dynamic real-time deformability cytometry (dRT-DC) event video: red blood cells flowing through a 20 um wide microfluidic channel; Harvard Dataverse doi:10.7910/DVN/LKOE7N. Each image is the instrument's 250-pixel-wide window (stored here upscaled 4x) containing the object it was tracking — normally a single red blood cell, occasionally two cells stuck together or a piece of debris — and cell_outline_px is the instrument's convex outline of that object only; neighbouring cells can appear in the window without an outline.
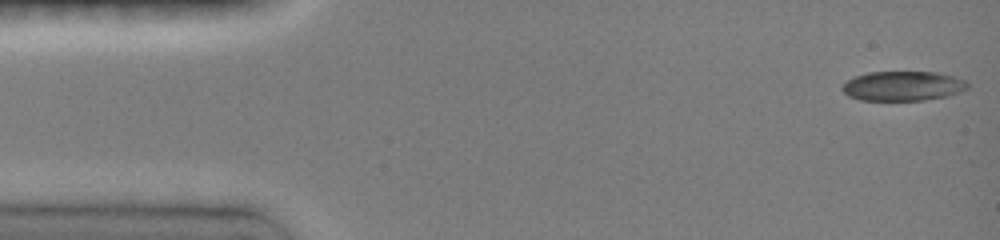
{"species": "common noctule bat (a hibernating species)", "species_latin": "Nyctalus noctula", "temperature_condition": "room temperature", "stored_images_in_passage": 35, "camera_frame_rate_fps": 3000, "um_per_image_px": 0.085, "animal": {"sex": "female", "body_mass_g": 19.0, "forearm_length_mm": 51.5}, "frame": {"image": 1, "passage_image": 1, "time_ms": 0.0, "image_size_px": [1000, 240], "cell_outline_px": [[968, 88], [960, 92], [948, 96], [924, 100], [860, 100], [848, 96], [840, 88], [848, 80], [856, 76], [868, 72], [936, 72], [968, 80]], "centroid_in_image_um": [76.77, 7.31], "position_along_channel_um": 8.2, "area_um2": 21.68}}
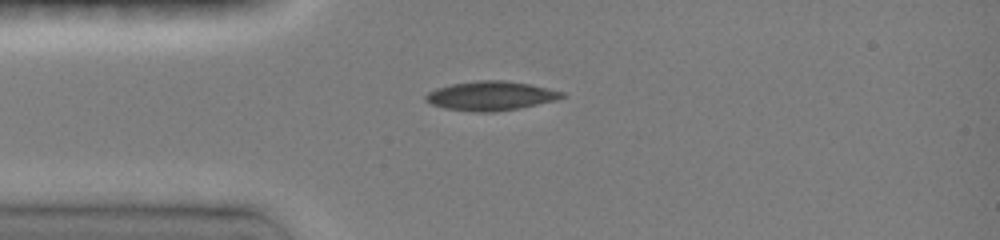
{"frame": {"image": 2, "passage_image": 16, "time_ms": 3.333, "image_size_px": [1000, 240], "cell_outline_px": [[568, 96], [556, 100], [516, 108], [492, 112], [476, 112], [444, 108], [432, 104], [424, 100], [424, 96], [428, 92], [436, 88], [452, 84], [476, 80], [504, 80], [528, 84], [564, 92]], "centroid_in_image_um": [41.69, 8.14], "position_along_channel_um": 43.3, "area_um2": 23.0}}
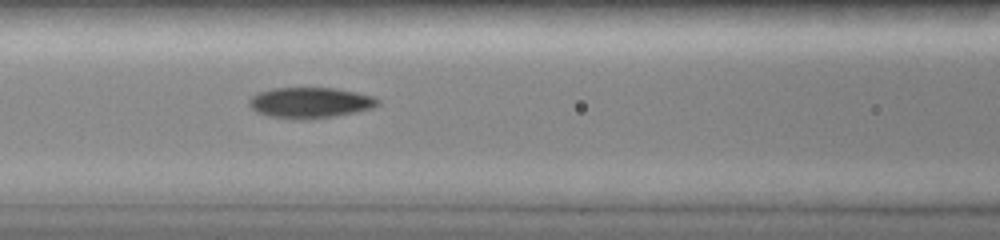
{"frame": {"image": 3, "passage_image": 28, "time_ms": 6.0, "image_size_px": [1000, 240], "cell_outline_px": [[380, 104], [372, 108], [356, 112], [308, 120], [300, 120], [268, 116], [256, 112], [248, 104], [248, 100], [256, 92], [272, 88], [336, 88], [376, 96], [380, 100]], "centroid_in_image_um": [26.36, 8.73], "position_along_channel_um": 140.2, "area_um2": 23.35}}